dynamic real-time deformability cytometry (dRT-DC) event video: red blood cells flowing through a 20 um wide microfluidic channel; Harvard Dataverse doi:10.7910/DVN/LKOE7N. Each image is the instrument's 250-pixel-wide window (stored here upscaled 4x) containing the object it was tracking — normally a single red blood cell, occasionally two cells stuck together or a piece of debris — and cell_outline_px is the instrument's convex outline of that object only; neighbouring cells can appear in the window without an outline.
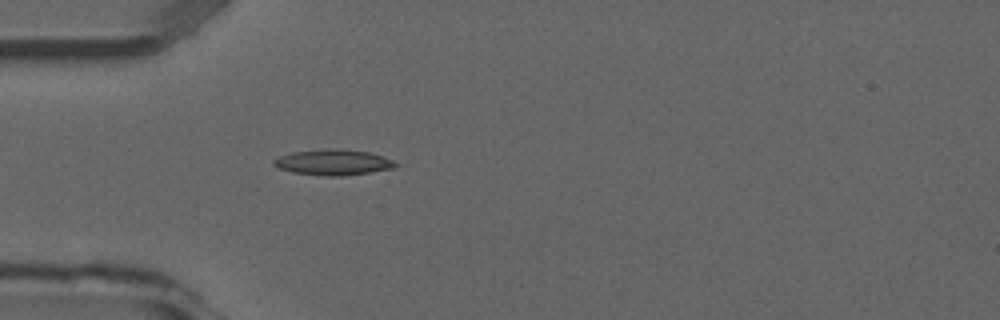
{"species": "common noctule bat (a hibernating species)", "species_latin": "Nyctalus noctula", "temperature_condition": "room temperature", "stored_images_in_passage": 2, "camera_frame_rate_fps": 3000, "um_per_image_px": 0.085, "animal": {"sex": "male", "forearm_length_mm": 52.5}, "frame": {"image": 1, "passage_image": 1, "time_ms": 0.0, "image_size_px": [1000, 320], "cell_outline_px": [[396, 164], [392, 168], [368, 172], [340, 176], [324, 176], [292, 172], [280, 168], [272, 164], [272, 160], [280, 156], [292, 152], [332, 148], [336, 148], [368, 152], [384, 156], [392, 160]], "centroid_in_image_um": [28.28, 13.79], "position_along_channel_um": 56.7, "area_um2": 17.98}}